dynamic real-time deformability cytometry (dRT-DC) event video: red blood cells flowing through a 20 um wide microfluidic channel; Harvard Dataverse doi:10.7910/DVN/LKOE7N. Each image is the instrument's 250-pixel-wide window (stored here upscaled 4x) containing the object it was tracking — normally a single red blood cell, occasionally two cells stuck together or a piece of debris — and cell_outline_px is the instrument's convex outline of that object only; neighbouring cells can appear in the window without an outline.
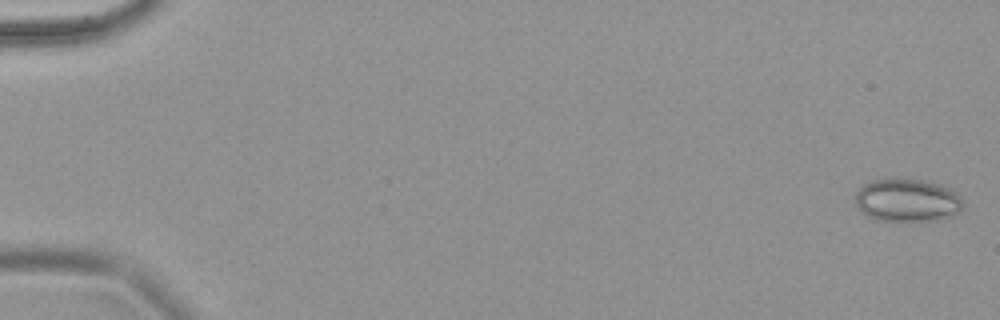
{"species": "common noctule bat (a hibernating species)", "species_latin": "Nyctalus noctula", "temperature_condition": "warm", "stored_images_in_passage": 4, "camera_frame_rate_fps": 3000, "um_per_image_px": 0.085, "animal": {"sex": "female", "body_mass_g": 18.4}, "frame": {"image": 1, "passage_image": 1, "time_ms": 0.0, "image_size_px": [1000, 320], "cell_outline_px": [[964, 208], [960, 212], [952, 216], [940, 220], [908, 224], [876, 220], [860, 212], [856, 204], [856, 192], [864, 184], [872, 180], [896, 176], [924, 180], [940, 184], [956, 192], [960, 196], [964, 204]], "centroid_in_image_um": [77.13, 17.05], "position_along_channel_um": 7.9, "area_um2": 28.55}}